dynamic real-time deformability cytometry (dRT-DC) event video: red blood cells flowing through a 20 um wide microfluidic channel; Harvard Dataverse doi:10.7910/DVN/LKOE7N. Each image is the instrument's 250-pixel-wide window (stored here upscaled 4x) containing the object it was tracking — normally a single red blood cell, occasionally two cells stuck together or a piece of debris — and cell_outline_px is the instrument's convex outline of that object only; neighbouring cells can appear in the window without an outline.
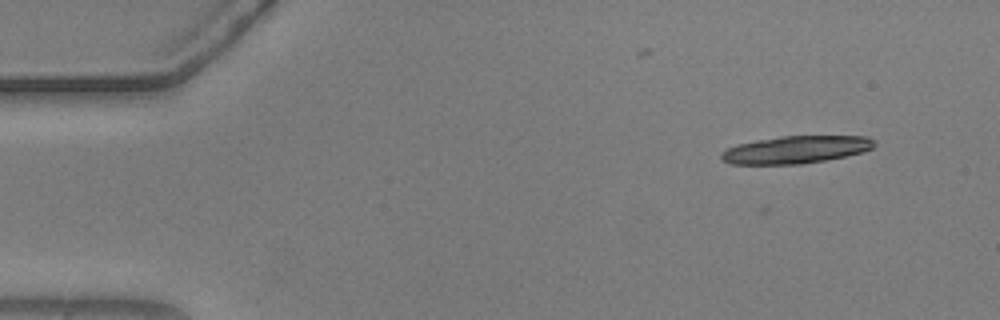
{"species": "common noctule bat (a hibernating species)", "species_latin": "Nyctalus noctula", "temperature_condition": "warm", "stored_images_in_passage": 6, "camera_frame_rate_fps": 3000, "um_per_image_px": 0.085, "animal": {"sex": "male", "body_mass_g": 20.5, "forearm_length_mm": 52.5}, "frame": {"image": 1, "passage_image": 1, "time_ms": 0.0, "image_size_px": [1000, 320], "cell_outline_px": [[876, 144], [872, 148], [860, 152], [844, 156], [824, 160], [800, 164], [732, 164], [724, 160], [720, 156], [720, 152], [736, 144], [756, 140], [780, 136], [868, 136], [876, 140]], "centroid_in_image_um": [67.64, 12.71], "position_along_channel_um": 17.4, "area_um2": 24.45}}